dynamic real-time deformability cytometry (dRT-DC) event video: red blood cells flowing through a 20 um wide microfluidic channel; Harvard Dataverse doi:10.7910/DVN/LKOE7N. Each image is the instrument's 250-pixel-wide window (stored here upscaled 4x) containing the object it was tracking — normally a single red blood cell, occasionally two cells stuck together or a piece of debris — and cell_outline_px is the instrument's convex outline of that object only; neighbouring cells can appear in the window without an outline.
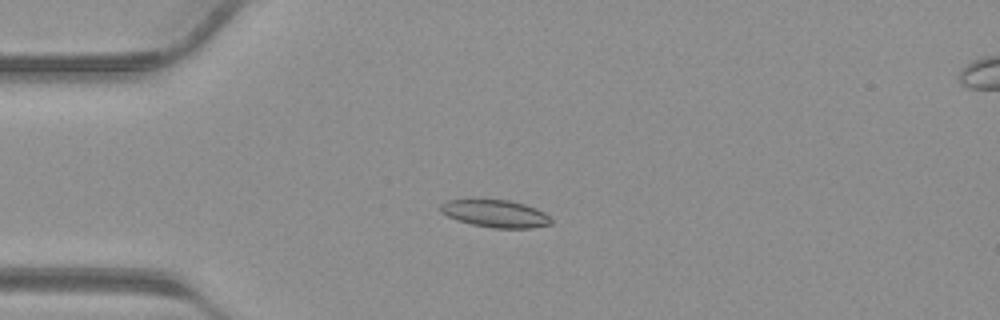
{"species": "common noctule bat (a hibernating species)", "species_latin": "Nyctalus noctula", "temperature_condition": "warm", "stored_images_in_passage": 40, "camera_frame_rate_fps": 3000, "um_per_image_px": 0.085, "animal": {"sex": "male", "body_mass_g": 23.1, "forearm_length_mm": 52.7}, "frame": {"image": 1, "passage_image": 10, "time_ms": 3.0, "image_size_px": [1000, 320], "cell_outline_px": [[552, 224], [532, 228], [492, 228], [472, 224], [456, 220], [440, 212], [440, 204], [444, 200], [468, 196], [472, 196], [508, 200], [524, 204], [536, 208], [544, 212], [552, 220]], "centroid_in_image_um": [42.0, 18.09], "position_along_channel_um": 43.0, "area_um2": 18.67}}
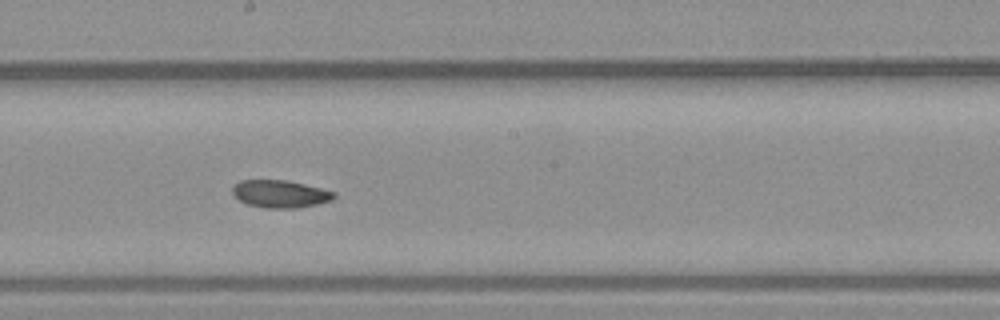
{"frame": {"image": 2, "passage_image": 22, "time_ms": 7.0, "image_size_px": [1000, 320], "cell_outline_px": [[336, 196], [332, 200], [316, 204], [296, 208], [268, 208], [248, 204], [240, 200], [232, 192], [232, 184], [240, 180], [284, 180], [304, 184], [336, 192]], "centroid_in_image_um": [23.81, 16.47], "position_along_channel_um": 224.4, "area_um2": 16.18}}
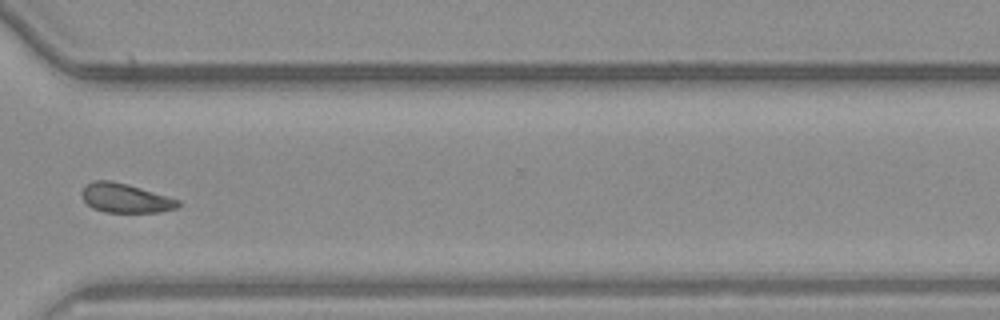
{"frame": {"image": 3, "passage_image": 30, "time_ms": 9.667, "image_size_px": [1000, 320], "cell_outline_px": [[180, 204], [176, 208], [160, 212], [104, 212], [92, 208], [84, 200], [80, 192], [92, 180], [112, 180], [128, 184], [180, 200]], "centroid_in_image_um": [10.64, 16.83], "position_along_channel_um": 360.0, "area_um2": 16.36}}